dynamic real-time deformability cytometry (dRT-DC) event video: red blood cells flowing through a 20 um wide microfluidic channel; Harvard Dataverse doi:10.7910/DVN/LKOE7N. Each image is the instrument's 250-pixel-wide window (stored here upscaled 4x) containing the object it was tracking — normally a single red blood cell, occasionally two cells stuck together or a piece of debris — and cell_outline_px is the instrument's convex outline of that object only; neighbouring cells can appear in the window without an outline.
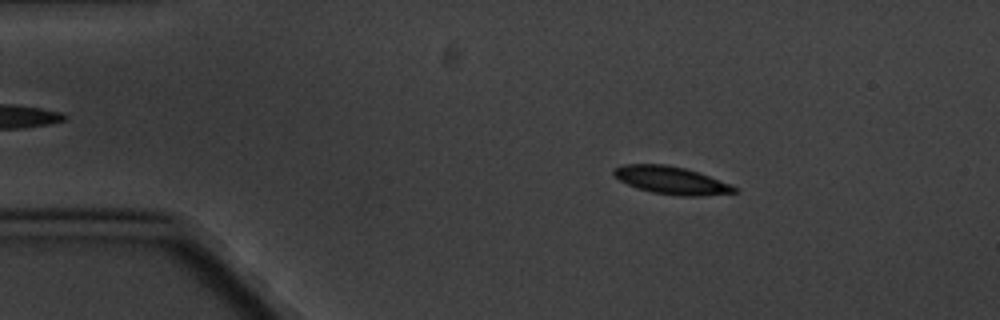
{"species": "common noctule bat (a hibernating species)", "species_latin": "Nyctalus noctula", "temperature_condition": "cold", "stored_images_in_passage": 4, "camera_frame_rate_fps": 3000, "um_per_image_px": 0.085, "animal": {"sex": "male", "body_mass_g": 20.1, "forearm_length_mm": 53.5}, "frame": {"image": 1, "passage_image": 2, "time_ms": 1.0, "image_size_px": [1000, 320], "cell_outline_px": [[736, 192], [700, 196], [680, 196], [652, 192], [636, 188], [620, 180], [612, 172], [612, 168], [624, 164], [664, 164], [684, 168], [732, 184], [736, 188]], "centroid_in_image_um": [57.03, 15.32], "position_along_channel_um": 28.0, "area_um2": 19.25}}